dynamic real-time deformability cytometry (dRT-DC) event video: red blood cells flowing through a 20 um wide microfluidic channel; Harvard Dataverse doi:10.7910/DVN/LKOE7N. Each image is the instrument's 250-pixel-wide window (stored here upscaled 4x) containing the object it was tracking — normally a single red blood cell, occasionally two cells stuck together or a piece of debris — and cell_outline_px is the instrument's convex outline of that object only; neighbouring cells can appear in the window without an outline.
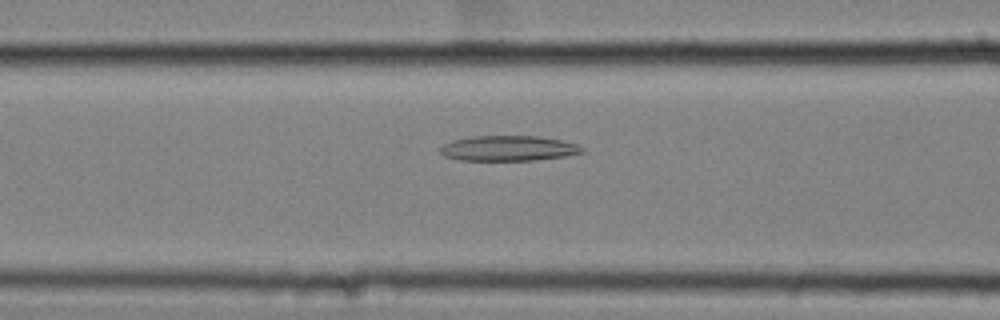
{"species": "common noctule bat (a hibernating species)", "species_latin": "Nyctalus noctula", "temperature_condition": "cold", "stored_images_in_passage": 8, "camera_frame_rate_fps": 3000, "um_per_image_px": 0.085, "animal": {"sex": "female", "body_mass_g": 25.1}, "frame": {"image": 1, "passage_image": 6, "time_ms": 1.667, "image_size_px": [1000, 320], "cell_outline_px": [[588, 148], [584, 152], [564, 156], [532, 160], [460, 160], [444, 156], [440, 152], [440, 148], [444, 144], [452, 140], [472, 136], [536, 136], [560, 140], [576, 144]], "centroid_in_image_um": [43.22, 12.6], "position_along_channel_um": 123.4, "area_um2": 20.81}}